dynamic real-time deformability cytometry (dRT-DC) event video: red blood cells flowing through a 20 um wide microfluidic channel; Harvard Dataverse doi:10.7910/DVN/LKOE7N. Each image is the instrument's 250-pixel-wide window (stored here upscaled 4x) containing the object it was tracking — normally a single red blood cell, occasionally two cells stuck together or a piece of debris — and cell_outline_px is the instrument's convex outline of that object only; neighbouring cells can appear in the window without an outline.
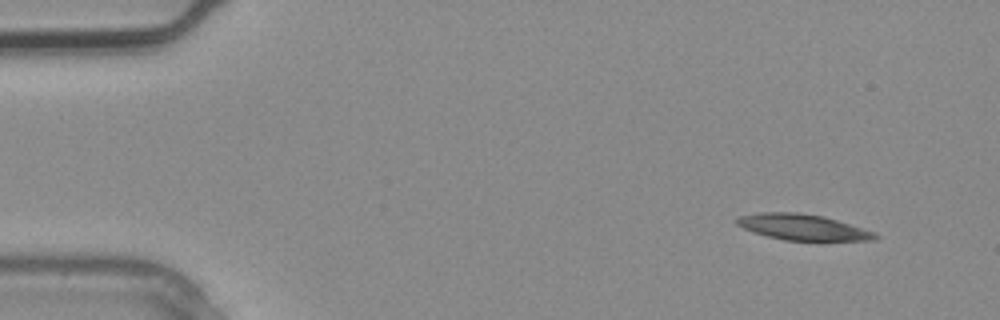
{"species": "common noctule bat (a hibernating species)", "species_latin": "Nyctalus noctula", "temperature_condition": "warm", "stored_images_in_passage": 3, "camera_frame_rate_fps": 3000, "um_per_image_px": 0.085, "animal": {"sex": "male", "body_mass_g": 20.4}, "frame": {"image": 1, "passage_image": 3, "time_ms": 0.667, "image_size_px": [1000, 320], "cell_outline_px": [[880, 236], [872, 240], [784, 240], [752, 232], [736, 224], [736, 220], [740, 216], [760, 212], [796, 212], [824, 216], [876, 232]], "centroid_in_image_um": [68.23, 19.3], "position_along_channel_um": 16.8, "area_um2": 20.69}}